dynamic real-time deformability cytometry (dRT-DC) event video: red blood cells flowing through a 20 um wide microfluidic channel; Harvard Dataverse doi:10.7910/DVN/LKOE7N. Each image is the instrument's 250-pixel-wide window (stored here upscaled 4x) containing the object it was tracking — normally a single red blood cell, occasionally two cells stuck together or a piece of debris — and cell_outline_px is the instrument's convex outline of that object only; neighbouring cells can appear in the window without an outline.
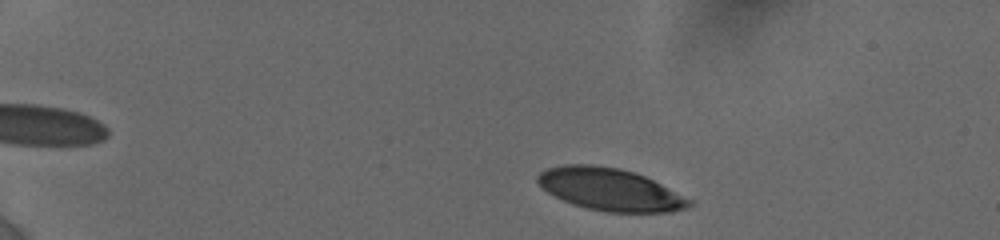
{"species": "human", "species_latin": "Homo sapiens", "temperature_condition": "cold", "stored_images_in_passage": 13, "camera_frame_rate_fps": 3000, "um_per_image_px": 0.085, "donor": {"sex": "female"}, "frame": {"image": 1, "passage_image": 1, "time_ms": 0.0, "image_size_px": [1000, 240], "cell_outline_px": [[692, 204], [684, 208], [668, 212], [608, 212], [588, 208], [572, 204], [548, 192], [536, 180], [536, 176], [544, 168], [564, 164], [596, 164], [620, 168], [636, 172], [692, 200]], "centroid_in_image_um": [51.81, 16.08], "position_along_channel_um": 33.2, "area_um2": 37.17}}
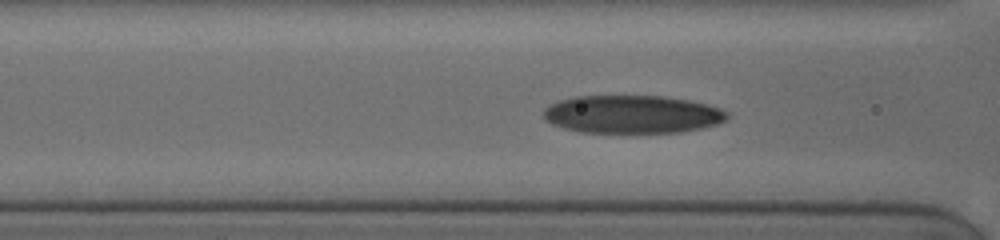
{"frame": {"image": 2, "passage_image": 8, "time_ms": 4.667, "image_size_px": [1000, 240], "cell_outline_px": [[728, 116], [724, 120], [716, 124], [700, 128], [680, 132], [580, 132], [564, 128], [552, 124], [544, 120], [544, 108], [560, 100], [576, 96], [664, 96], [688, 100], [720, 108], [728, 112]], "centroid_in_image_um": [53.71, 9.71], "position_along_channel_um": 112.9, "area_um2": 40.4}}
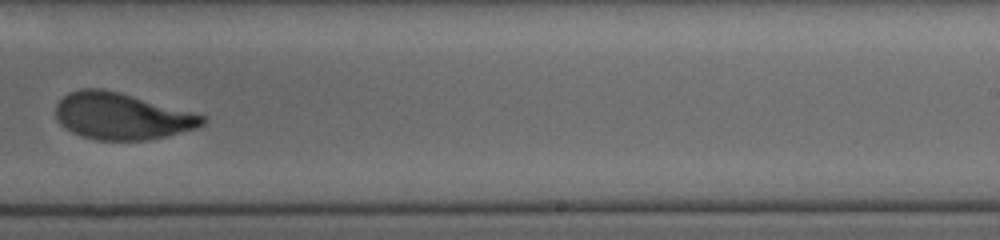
{"frame": {"image": 3, "passage_image": 13, "time_ms": 9.0, "image_size_px": [1000, 240], "cell_outline_px": [[208, 120], [204, 124], [196, 128], [168, 136], [148, 140], [96, 140], [72, 132], [60, 124], [56, 116], [56, 104], [68, 92], [80, 88], [100, 88], [120, 92], [204, 116]], "centroid_in_image_um": [10.32, 9.88], "position_along_channel_um": 278.7, "area_um2": 39.65}}